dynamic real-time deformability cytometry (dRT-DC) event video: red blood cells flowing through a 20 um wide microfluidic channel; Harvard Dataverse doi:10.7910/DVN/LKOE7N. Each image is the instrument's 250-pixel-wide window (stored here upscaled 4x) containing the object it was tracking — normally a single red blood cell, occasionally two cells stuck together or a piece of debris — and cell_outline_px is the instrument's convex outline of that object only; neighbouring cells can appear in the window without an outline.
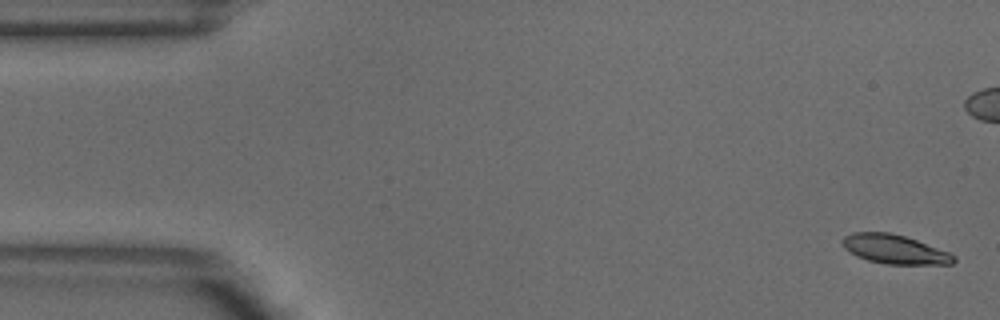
{"species": "common noctule bat (a hibernating species)", "species_latin": "Nyctalus noctula", "temperature_condition": "warm", "stored_images_in_passage": 7, "camera_frame_rate_fps": 3000, "um_per_image_px": 0.085, "animal": {"sex": "male", "body_mass_g": 18.8}, "frame": {"image": 1, "passage_image": 1, "time_ms": 0.0, "image_size_px": [1000, 320], "cell_outline_px": [[956, 260], [952, 264], [884, 264], [868, 260], [856, 256], [844, 248], [840, 240], [844, 236], [852, 232], [888, 232], [904, 236], [916, 240], [948, 252], [956, 256]], "centroid_in_image_um": [76.0, 21.19], "position_along_channel_um": 9.0, "area_um2": 18.84}}